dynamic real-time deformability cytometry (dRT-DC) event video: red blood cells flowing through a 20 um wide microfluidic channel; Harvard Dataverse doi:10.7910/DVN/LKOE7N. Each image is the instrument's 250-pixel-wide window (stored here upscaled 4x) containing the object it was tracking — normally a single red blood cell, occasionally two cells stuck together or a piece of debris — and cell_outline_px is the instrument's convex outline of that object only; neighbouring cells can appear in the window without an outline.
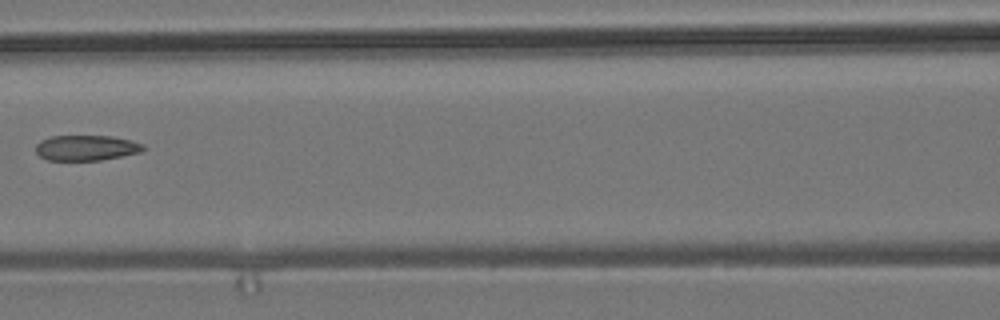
{"species": "common noctule bat (a hibernating species)", "species_latin": "Nyctalus noctula", "temperature_condition": "room temperature", "stored_images_in_passage": 7, "camera_frame_rate_fps": 3000, "um_per_image_px": 0.085, "animal": {"sex": "male", "body_mass_g": 19.2, "forearm_length_mm": 51.8}, "frame": {"image": 1, "passage_image": 7, "time_ms": 7.333, "image_size_px": [1000, 320], "cell_outline_px": [[144, 148], [140, 152], [100, 160], [48, 160], [40, 156], [36, 152], [36, 144], [40, 140], [52, 136], [112, 136], [144, 144]], "centroid_in_image_um": [7.29, 12.56], "position_along_channel_um": 159.3, "area_um2": 15.72}}